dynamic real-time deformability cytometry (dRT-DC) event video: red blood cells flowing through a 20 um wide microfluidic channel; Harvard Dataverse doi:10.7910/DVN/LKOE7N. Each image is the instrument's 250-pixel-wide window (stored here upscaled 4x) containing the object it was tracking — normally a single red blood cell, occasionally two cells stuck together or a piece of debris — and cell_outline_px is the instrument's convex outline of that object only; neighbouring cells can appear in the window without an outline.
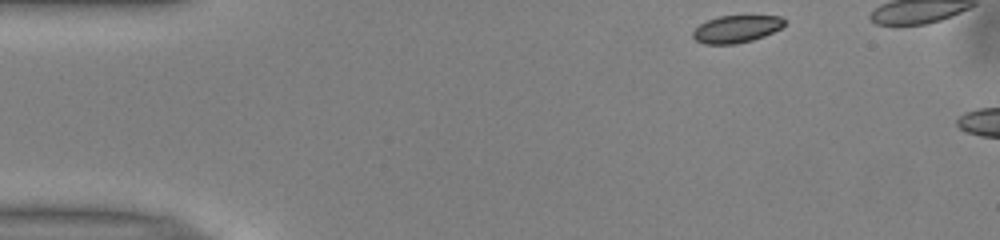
{"species": "common noctule bat (a hibernating species)", "species_latin": "Nyctalus noctula", "temperature_condition": "warm", "stored_images_in_passage": 4, "camera_frame_rate_fps": 3000, "um_per_image_px": 0.085, "animal": {"sex": "male", "body_mass_g": 13.0, "forearm_length_mm": 53.1}, "frame": {"image": 1, "passage_image": 1, "time_ms": 0.0, "image_size_px": [1000, 240], "cell_outline_px": [[784, 24], [780, 28], [764, 36], [752, 40], [736, 44], [704, 44], [696, 40], [692, 36], [692, 32], [700, 24], [708, 20], [720, 16], [780, 16], [784, 20]], "centroid_in_image_um": [62.56, 2.47], "position_along_channel_um": 22.4, "area_um2": 14.39}}